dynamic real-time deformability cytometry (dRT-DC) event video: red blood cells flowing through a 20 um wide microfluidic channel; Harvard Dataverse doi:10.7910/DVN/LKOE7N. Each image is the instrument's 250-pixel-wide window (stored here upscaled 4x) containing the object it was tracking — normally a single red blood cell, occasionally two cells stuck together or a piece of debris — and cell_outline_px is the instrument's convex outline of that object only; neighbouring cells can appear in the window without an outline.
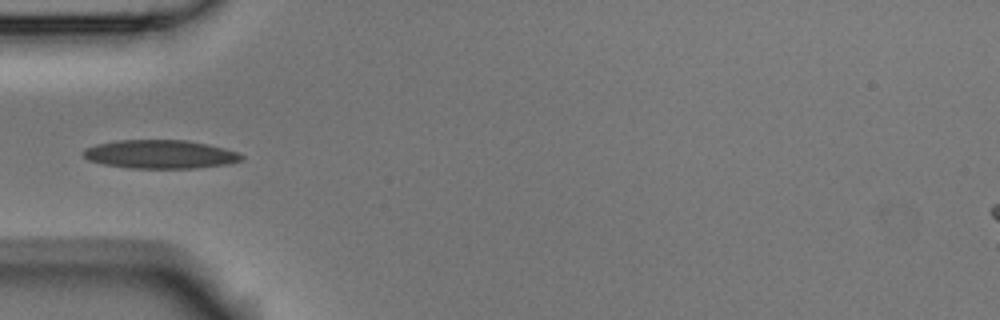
{"species": "Egyptian fruit bat (a non-hibernating species)", "species_latin": "Rousettus aegyptiacus", "temperature_condition": "room temperature", "stored_images_in_passage": 8, "camera_frame_rate_fps": 3000, "um_per_image_px": 0.085, "animal": {"sex": "male"}, "frame": {"image": 1, "passage_image": 5, "time_ms": 1.333, "image_size_px": [1000, 320], "cell_outline_px": [[244, 160], [228, 164], [196, 168], [128, 168], [104, 164], [88, 160], [80, 152], [84, 148], [96, 144], [116, 140], [188, 140], [208, 144], [224, 148], [236, 152], [244, 156]], "centroid_in_image_um": [13.6, 13.11], "position_along_channel_um": 71.4, "area_um2": 26.53}}
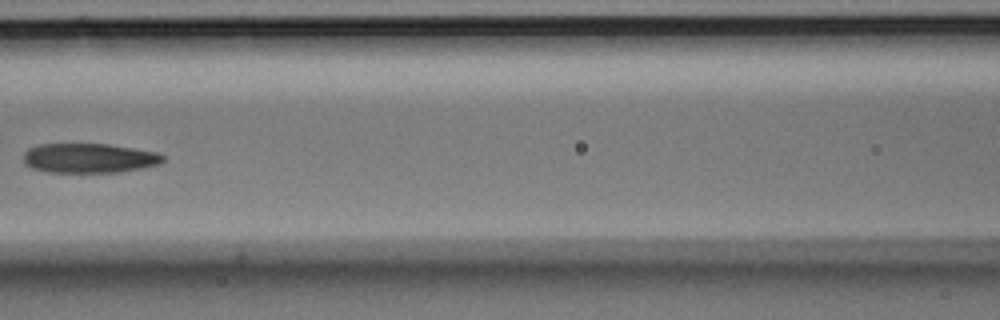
{"frame": {"image": 2, "passage_image": 7, "time_ms": 2.0, "image_size_px": [1000, 320], "cell_outline_px": [[164, 160], [160, 164], [144, 168], [120, 172], [48, 172], [32, 168], [24, 164], [24, 152], [28, 148], [36, 144], [108, 144], [156, 152], [164, 156]], "centroid_in_image_um": [7.56, 13.44], "position_along_channel_um": 159.0, "area_um2": 24.16}}
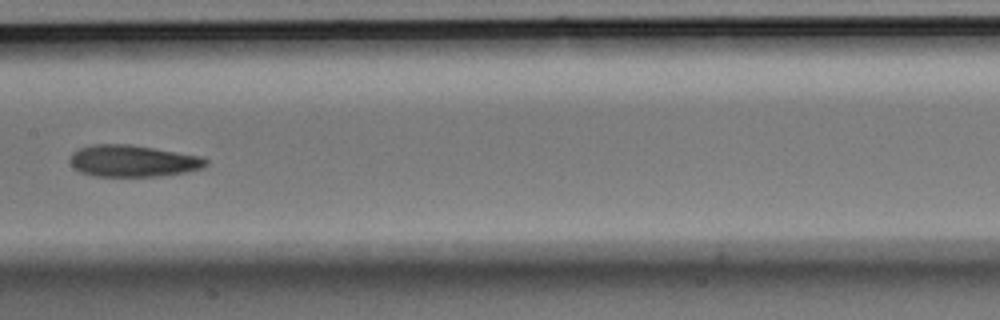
{"frame": {"image": 3, "passage_image": 8, "time_ms": 2.333, "image_size_px": [1000, 320], "cell_outline_px": [[208, 164], [200, 168], [184, 172], [160, 176], [96, 176], [80, 172], [72, 168], [68, 160], [72, 152], [80, 148], [92, 144], [128, 144], [200, 156], [208, 160]], "centroid_in_image_um": [11.22, 13.68], "position_along_channel_um": 196.2, "area_um2": 25.03}}